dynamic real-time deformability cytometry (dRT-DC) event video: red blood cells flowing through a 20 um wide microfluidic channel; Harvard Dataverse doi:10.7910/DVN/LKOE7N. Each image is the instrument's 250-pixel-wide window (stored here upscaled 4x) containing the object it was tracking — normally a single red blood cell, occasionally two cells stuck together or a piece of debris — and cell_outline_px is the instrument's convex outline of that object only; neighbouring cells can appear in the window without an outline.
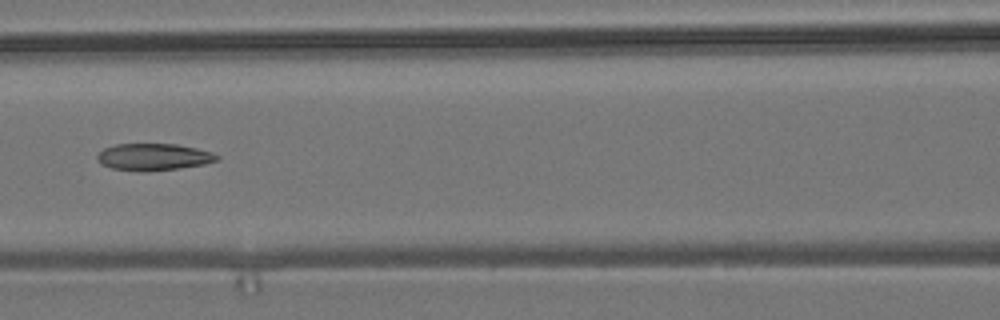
{"species": "common noctule bat (a hibernating species)", "species_latin": "Nyctalus noctula", "temperature_condition": "room temperature", "stored_images_in_passage": 7, "camera_frame_rate_fps": 3000, "um_per_image_px": 0.085, "animal": {"sex": "male", "body_mass_g": 19.2, "forearm_length_mm": 51.8}, "frame": {"image": 1, "passage_image": 7, "time_ms": 7.0, "image_size_px": [1000, 320], "cell_outline_px": [[220, 156], [216, 160], [204, 164], [180, 168], [144, 172], [140, 172], [112, 168], [100, 164], [96, 156], [104, 148], [116, 144], [176, 144], [196, 148], [212, 152]], "centroid_in_image_um": [13.03, 13.34], "position_along_channel_um": 153.6, "area_um2": 18.79}}